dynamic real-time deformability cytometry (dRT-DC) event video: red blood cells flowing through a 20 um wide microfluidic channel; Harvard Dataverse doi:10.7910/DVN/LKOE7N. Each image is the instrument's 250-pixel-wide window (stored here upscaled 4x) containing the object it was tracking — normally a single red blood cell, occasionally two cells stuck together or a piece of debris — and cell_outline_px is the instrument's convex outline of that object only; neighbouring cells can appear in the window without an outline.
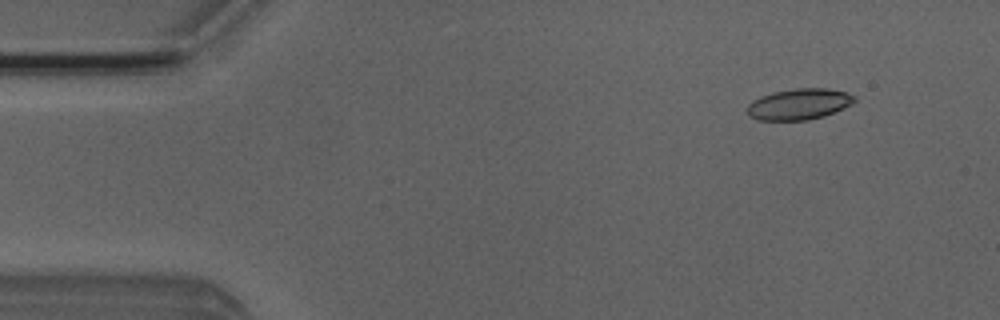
{"species": "Egyptian fruit bat (a non-hibernating species)", "species_latin": "Rousettus aegyptiacus", "temperature_condition": "room temperature", "stored_images_in_passage": 6, "camera_frame_rate_fps": 3000, "um_per_image_px": 0.085, "animal": {"sex": "male"}, "frame": {"image": 1, "passage_image": 2, "time_ms": 1.333, "image_size_px": [1000, 320], "cell_outline_px": [[856, 100], [852, 104], [844, 108], [824, 116], [808, 120], [756, 120], [748, 112], [748, 104], [752, 100], [760, 96], [772, 92], [796, 88], [828, 88], [844, 92], [856, 96]], "centroid_in_image_um": [67.93, 8.84], "position_along_channel_um": 17.1, "area_um2": 19.42}}